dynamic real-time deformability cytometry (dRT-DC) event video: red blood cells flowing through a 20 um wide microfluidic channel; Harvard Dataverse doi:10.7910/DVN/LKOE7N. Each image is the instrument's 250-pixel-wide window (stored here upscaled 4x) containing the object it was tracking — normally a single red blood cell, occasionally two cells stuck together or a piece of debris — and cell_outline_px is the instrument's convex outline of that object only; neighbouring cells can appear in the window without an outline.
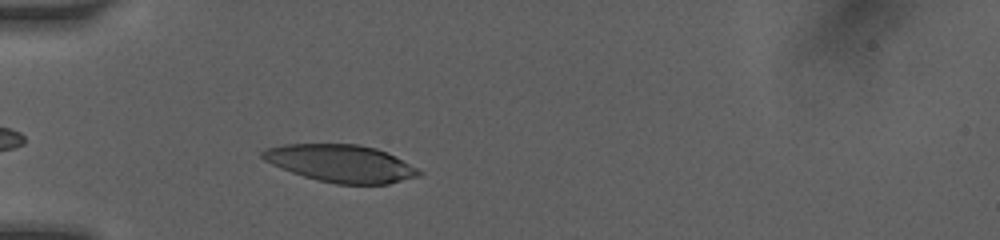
{"species": "human", "species_latin": "Homo sapiens", "temperature_condition": "room temperature", "stored_images_in_passage": 13, "camera_frame_rate_fps": 3000, "um_per_image_px": 0.085, "donor": {"sex": "female"}, "frame": {"image": 1, "passage_image": 3, "time_ms": 1.0, "image_size_px": [1000, 240], "cell_outline_px": [[424, 172], [420, 176], [388, 184], [336, 184], [304, 176], [280, 168], [264, 160], [260, 156], [260, 152], [264, 148], [284, 144], [360, 144], [376, 148], [388, 152]], "centroid_in_image_um": [28.97, 13.88], "position_along_channel_um": 56.0, "area_um2": 34.22}}
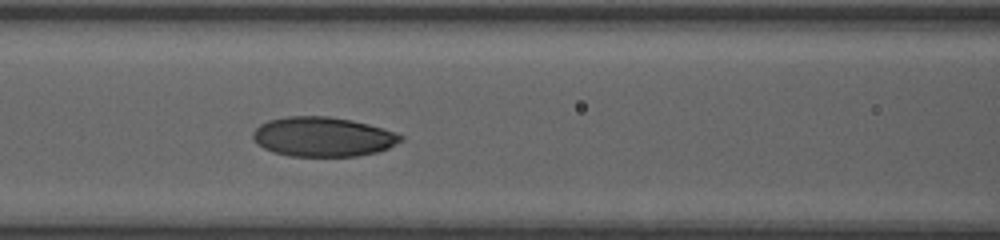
{"frame": {"image": 2, "passage_image": 10, "time_ms": 3.333, "image_size_px": [1000, 240], "cell_outline_px": [[404, 140], [388, 148], [376, 152], [356, 156], [288, 156], [272, 152], [256, 144], [252, 136], [252, 132], [260, 124], [268, 120], [288, 116], [328, 116], [352, 120], [384, 128], [404, 136]], "centroid_in_image_um": [27.43, 11.62], "position_along_channel_um": 139.2, "area_um2": 34.28}}
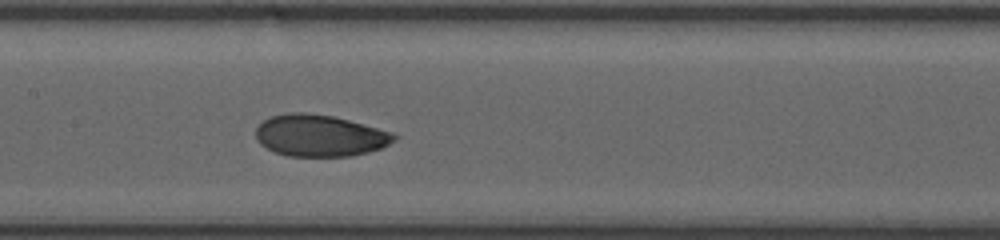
{"frame": {"image": 3, "passage_image": 13, "time_ms": 4.333, "image_size_px": [1000, 240], "cell_outline_px": [[400, 136], [396, 140], [380, 148], [368, 152], [352, 156], [288, 156], [276, 152], [260, 144], [256, 140], [256, 128], [264, 120], [272, 116], [292, 112], [304, 112], [332, 116], [396, 132]], "centroid_in_image_um": [27.23, 11.52], "position_along_channel_um": 180.2, "area_um2": 33.7}}